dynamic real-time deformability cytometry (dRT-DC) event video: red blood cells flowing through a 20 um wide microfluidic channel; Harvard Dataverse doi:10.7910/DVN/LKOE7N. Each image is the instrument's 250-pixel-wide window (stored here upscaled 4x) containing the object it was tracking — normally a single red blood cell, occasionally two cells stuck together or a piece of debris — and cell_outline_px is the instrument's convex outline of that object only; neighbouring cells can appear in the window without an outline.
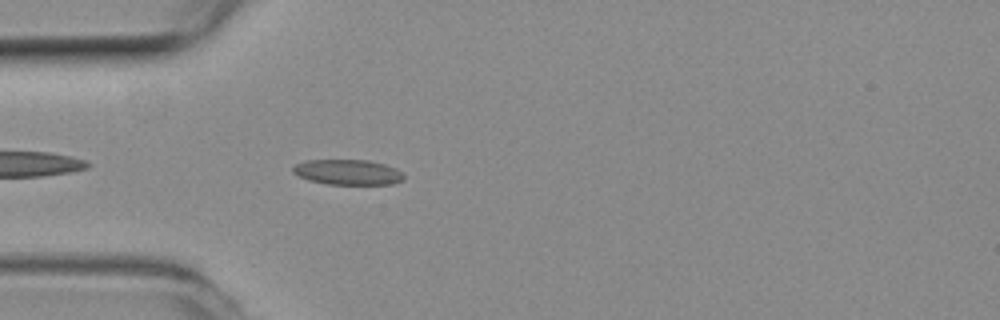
{"species": "common noctule bat (a hibernating species)", "species_latin": "Nyctalus noctula", "temperature_condition": "room temperature", "stored_images_in_passage": 41, "camera_frame_rate_fps": 3000, "um_per_image_px": 0.085, "animal": {"sex": "female", "body_mass_g": 19.3, "forearm_length_mm": 54.1}, "frame": {"image": 1, "passage_image": 3, "time_ms": 0.667, "image_size_px": [1000, 320], "cell_outline_px": [[404, 180], [392, 184], [328, 184], [308, 180], [292, 172], [292, 168], [296, 164], [304, 160], [368, 160], [384, 164], [396, 168], [404, 176]], "centroid_in_image_um": [29.56, 14.63], "position_along_channel_um": 55.4, "area_um2": 16.3}}
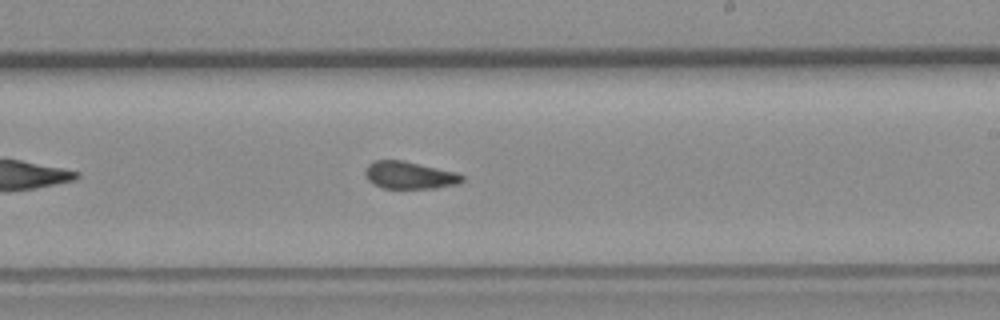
{"frame": {"image": 2, "passage_image": 19, "time_ms": 6.0, "image_size_px": [1000, 320], "cell_outline_px": [[464, 180], [460, 184], [436, 188], [384, 188], [372, 184], [368, 180], [364, 172], [364, 168], [368, 164], [376, 160], [404, 160], [456, 172], [464, 176]], "centroid_in_image_um": [34.81, 14.89], "position_along_channel_um": 254.2, "area_um2": 15.66}}
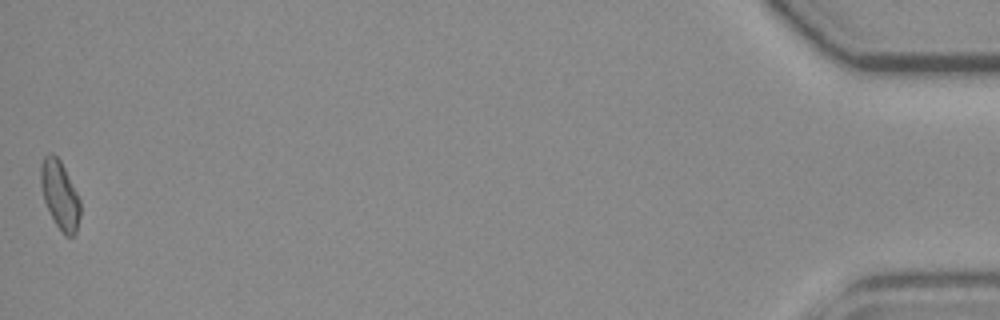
{"frame": {"image": 3, "passage_image": 41, "time_ms": 13.333, "image_size_px": [1000, 320], "cell_outline_px": [[80, 216], [76, 232], [72, 236], [64, 236], [56, 224], [44, 200], [40, 184], [40, 164], [44, 156], [48, 152], [52, 152], [60, 160], [80, 200]], "centroid_in_image_um": [5.07, 16.55], "position_along_channel_um": 430.1, "area_um2": 15.61}, "authors_computed_cell_mechanics": {"area_um2": 15.6638, "velocity_mm_per_s": 3.8216, "shape_relaxation_time_tau1_ms": null, "shape_relaxation_time_tau2_ms": 1.6997, "deformation_change_tau1": null, "deformation_change_tau2": 0.0847}}